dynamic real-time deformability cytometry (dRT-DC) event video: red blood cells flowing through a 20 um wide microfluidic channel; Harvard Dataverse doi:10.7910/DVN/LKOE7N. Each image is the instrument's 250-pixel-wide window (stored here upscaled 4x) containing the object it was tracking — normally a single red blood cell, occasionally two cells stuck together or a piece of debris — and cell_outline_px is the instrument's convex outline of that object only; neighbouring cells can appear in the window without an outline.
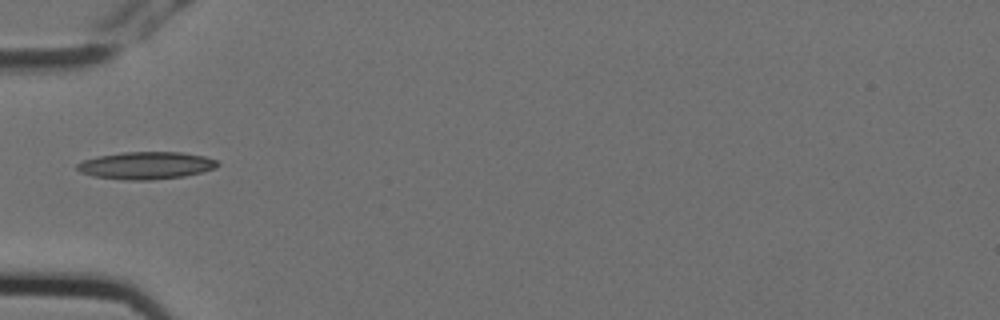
{"species": "Egyptian fruit bat (a non-hibernating species)", "species_latin": "Rousettus aegyptiacus", "temperature_condition": "cold", "stored_images_in_passage": 5, "camera_frame_rate_fps": 3000, "um_per_image_px": 0.085, "animal": {"sex": "female"}, "frame": {"image": 1, "passage_image": 5, "time_ms": 1.333, "image_size_px": [1000, 320], "cell_outline_px": [[220, 164], [216, 168], [184, 176], [152, 180], [124, 180], [92, 176], [80, 172], [76, 168], [76, 164], [84, 160], [96, 156], [124, 152], [180, 152], [204, 156], [216, 160]], "centroid_in_image_um": [12.39, 14.06], "position_along_channel_um": 72.6, "area_um2": 22.48}}